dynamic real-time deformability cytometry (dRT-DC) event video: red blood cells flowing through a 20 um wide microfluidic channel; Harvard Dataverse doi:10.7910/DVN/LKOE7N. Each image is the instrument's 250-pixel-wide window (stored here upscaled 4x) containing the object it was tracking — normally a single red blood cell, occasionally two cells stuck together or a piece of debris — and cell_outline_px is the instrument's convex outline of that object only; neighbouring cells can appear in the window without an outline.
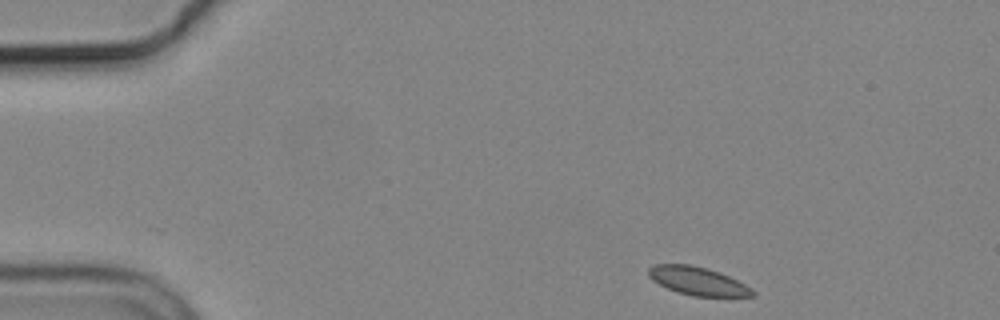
{"species": "common noctule bat (a hibernating species)", "species_latin": "Nyctalus noctula", "temperature_condition": "cold", "stored_images_in_passage": 3, "camera_frame_rate_fps": 3000, "um_per_image_px": 0.085, "animal": {"sex": "male", "body_mass_g": 19.2, "forearm_length_mm": 51.8}, "frame": {"image": 1, "passage_image": 3, "time_ms": 3.333, "image_size_px": [1000, 320], "cell_outline_px": [[756, 296], [692, 296], [676, 292], [652, 280], [648, 276], [648, 268], [656, 264], [688, 264], [704, 268], [728, 276], [752, 288], [756, 292]], "centroid_in_image_um": [59.29, 23.9], "position_along_channel_um": 25.7, "area_um2": 16.88}}